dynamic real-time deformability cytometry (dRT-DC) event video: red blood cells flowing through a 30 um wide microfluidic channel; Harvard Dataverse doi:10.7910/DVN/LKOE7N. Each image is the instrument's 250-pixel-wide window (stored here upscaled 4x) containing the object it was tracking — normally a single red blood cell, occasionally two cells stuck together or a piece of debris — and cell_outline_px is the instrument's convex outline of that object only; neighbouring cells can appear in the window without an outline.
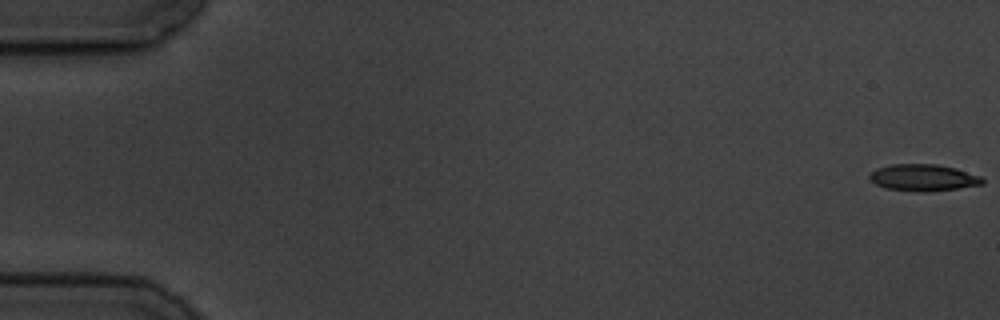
{"species": "common noctule bat (a hibernating species)", "species_latin": "Nyctalus noctula", "temperature_condition": "cold", "stored_images_in_passage": 8, "camera_frame_rate_fps": 3000, "um_per_image_px": 0.085, "animal": {"sex": "male", "body_mass_g": 19.5, "forearm_length_mm": 54.6}, "frame": {"image": 1, "passage_image": 1, "time_ms": 0.0, "image_size_px": [1000, 320], "cell_outline_px": [[984, 184], [956, 188], [924, 192], [916, 192], [884, 188], [868, 180], [868, 176], [876, 168], [892, 164], [936, 164], [956, 168], [980, 176], [984, 180]], "centroid_in_image_um": [78.43, 15.1], "position_along_channel_um": 6.6, "area_um2": 17.63}}
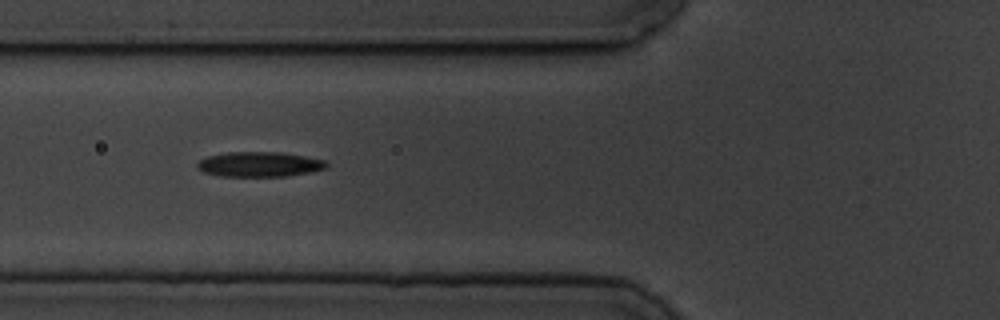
{"frame": {"image": 2, "passage_image": 7, "time_ms": 7.0, "image_size_px": [1000, 320], "cell_outline_px": [[328, 168], [312, 172], [284, 176], [220, 176], [204, 172], [196, 168], [196, 164], [200, 160], [208, 156], [228, 152], [280, 152], [304, 156], [324, 160], [328, 164]], "centroid_in_image_um": [22.06, 13.97], "position_along_channel_um": 103.7, "area_um2": 18.79}}
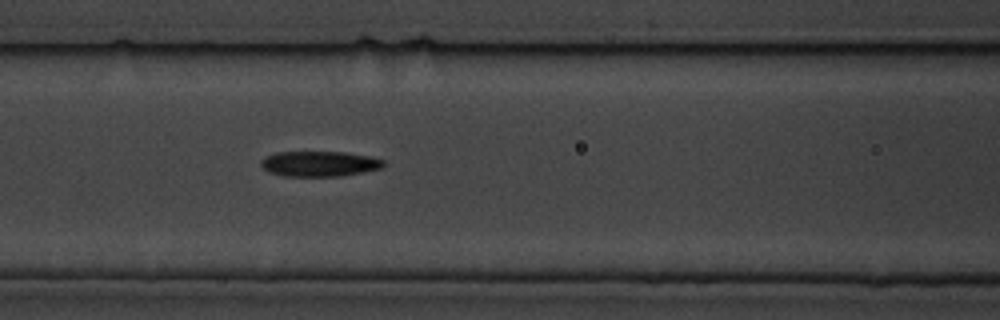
{"frame": {"image": 3, "passage_image": 8, "time_ms": 8.0, "image_size_px": [1000, 320], "cell_outline_px": [[384, 164], [380, 168], [340, 176], [284, 176], [268, 172], [260, 164], [260, 160], [276, 152], [344, 152], [368, 156], [384, 160]], "centroid_in_image_um": [27.11, 13.92], "position_along_channel_um": 139.5, "area_um2": 17.86}}